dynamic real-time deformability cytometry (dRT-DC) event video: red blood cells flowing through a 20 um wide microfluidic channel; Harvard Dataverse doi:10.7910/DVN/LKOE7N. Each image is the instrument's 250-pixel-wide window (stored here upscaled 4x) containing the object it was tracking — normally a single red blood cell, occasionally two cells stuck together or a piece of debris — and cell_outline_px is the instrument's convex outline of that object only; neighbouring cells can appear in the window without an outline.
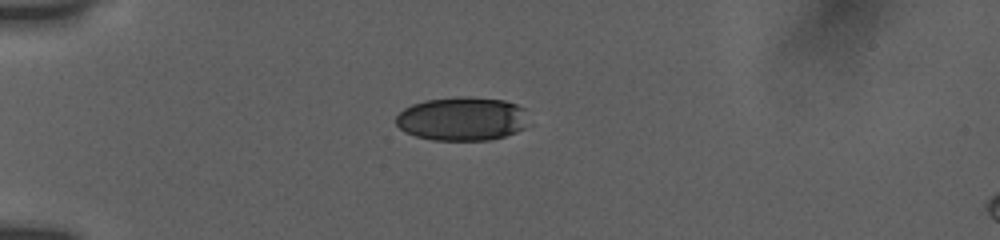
{"species": "human", "species_latin": "Homo sapiens", "temperature_condition": "room temperature", "stored_images_in_passage": 30, "camera_frame_rate_fps": 3000, "um_per_image_px": 0.085, "donor": {"sex": "female"}, "frame": {"image": 1, "passage_image": 1, "time_ms": 0.0, "image_size_px": [1000, 240], "cell_outline_px": [[524, 128], [516, 132], [504, 136], [488, 140], [432, 140], [416, 136], [404, 132], [396, 124], [396, 116], [404, 108], [412, 104], [424, 100], [460, 96], [504, 100], [516, 104], [524, 108]], "centroid_in_image_um": [39.22, 10.1], "position_along_channel_um": 45.8, "area_um2": 33.64}}
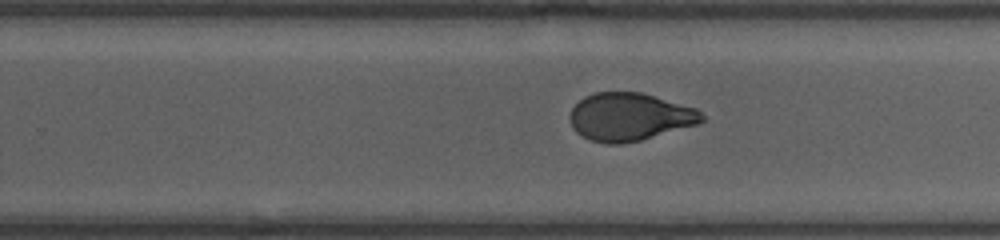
{"frame": {"image": 2, "passage_image": 16, "time_ms": 7.0, "image_size_px": [1000, 240], "cell_outline_px": [[704, 120], [696, 124], [640, 140], [620, 144], [608, 144], [588, 140], [576, 132], [572, 128], [568, 116], [572, 108], [584, 96], [596, 92], [640, 92], [696, 108], [704, 116]], "centroid_in_image_um": [53.46, 9.93], "position_along_channel_um": 276.3, "area_um2": 36.65}}
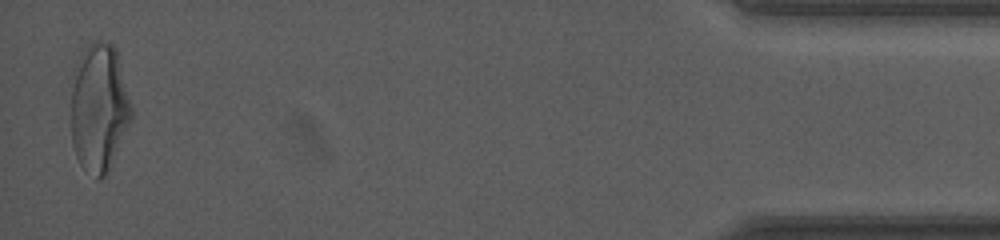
{"frame": {"image": 3, "passage_image": 30, "time_ms": 13.0, "image_size_px": [1000, 240], "cell_outline_px": [[132, 116], [108, 172], [100, 180], [96, 180], [80, 164], [76, 156], [72, 144], [72, 92], [76, 76], [84, 52], [88, 44], [92, 40], [100, 40], [112, 44], [116, 48], [132, 108]], "centroid_in_image_um": [8.45, 9.21], "position_along_channel_um": 426.8, "area_um2": 44.16}, "authors_computed_cell_mechanics": {"area_um2": 37.3388, "velocity_mm_per_s": 3.7825, "shape_relaxation_time_tau1_ms": 6.1973, "shape_relaxation_time_tau2_ms": 0.8407, "deformation_change_tau1": 0.1817, "deformation_change_tau2": 0.058}}